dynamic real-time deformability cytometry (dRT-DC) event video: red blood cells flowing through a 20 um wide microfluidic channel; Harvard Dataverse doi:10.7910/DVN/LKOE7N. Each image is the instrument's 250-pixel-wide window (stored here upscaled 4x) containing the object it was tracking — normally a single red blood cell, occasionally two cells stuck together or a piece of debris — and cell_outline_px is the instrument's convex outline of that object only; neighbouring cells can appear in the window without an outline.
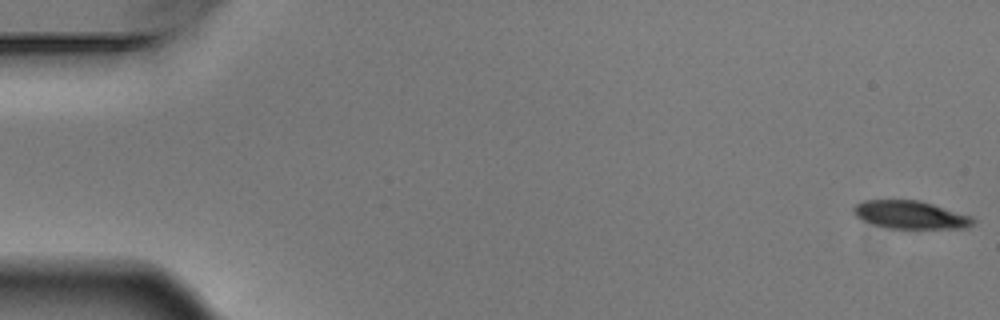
{"species": "Egyptian fruit bat (a non-hibernating species)", "species_latin": "Rousettus aegyptiacus", "temperature_condition": "warm", "stored_images_in_passage": 10, "camera_frame_rate_fps": 3000, "um_per_image_px": 0.085, "animal": {"sex": "male"}, "frame": {"image": 1, "passage_image": 1, "time_ms": 0.0, "image_size_px": [1000, 320], "cell_outline_px": [[976, 220], [968, 228], [888, 228], [872, 224], [860, 220], [852, 212], [852, 208], [856, 204], [864, 200], [920, 200], [972, 216]], "centroid_in_image_um": [77.36, 18.26], "position_along_channel_um": 7.6, "area_um2": 19.59}}
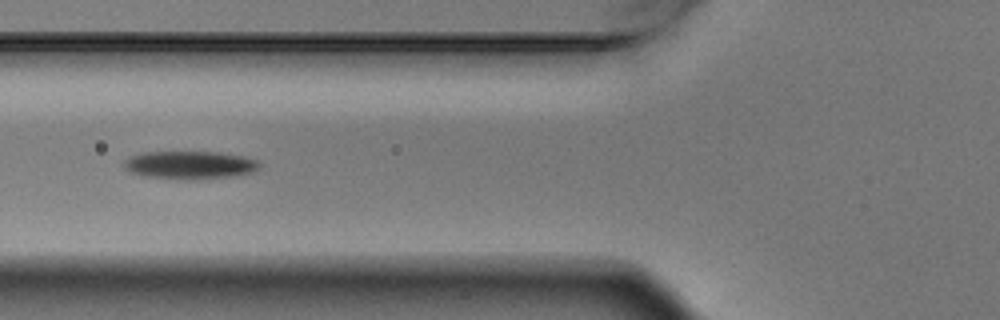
{"frame": {"image": 2, "passage_image": 6, "time_ms": 1.667, "image_size_px": [1000, 320], "cell_outline_px": [[260, 164], [256, 172], [232, 176], [196, 180], [188, 180], [140, 176], [128, 172], [124, 168], [124, 160], [128, 156], [140, 152], [220, 152], [244, 156], [256, 160]], "centroid_in_image_um": [16.09, 14.03], "position_along_channel_um": 109.7, "area_um2": 22.6}}
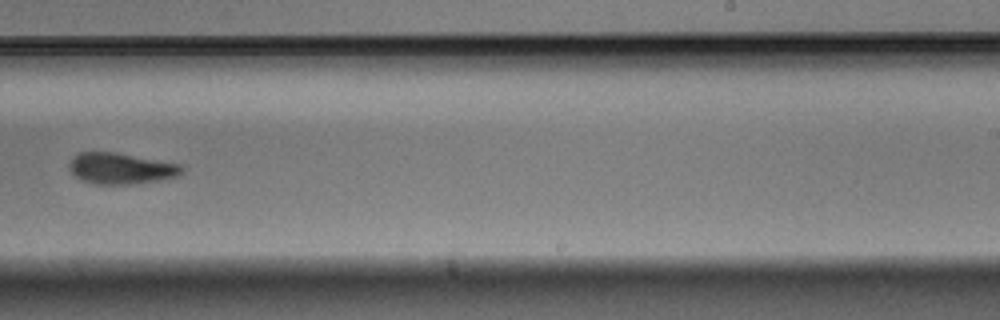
{"frame": {"image": 3, "passage_image": 10, "time_ms": 3.0, "image_size_px": [1000, 320], "cell_outline_px": [[184, 168], [176, 176], [128, 184], [96, 184], [84, 180], [76, 176], [68, 168], [68, 164], [72, 156], [80, 152], [116, 152], [180, 164]], "centroid_in_image_um": [10.2, 14.29], "position_along_channel_um": 278.8, "area_um2": 20.0}}